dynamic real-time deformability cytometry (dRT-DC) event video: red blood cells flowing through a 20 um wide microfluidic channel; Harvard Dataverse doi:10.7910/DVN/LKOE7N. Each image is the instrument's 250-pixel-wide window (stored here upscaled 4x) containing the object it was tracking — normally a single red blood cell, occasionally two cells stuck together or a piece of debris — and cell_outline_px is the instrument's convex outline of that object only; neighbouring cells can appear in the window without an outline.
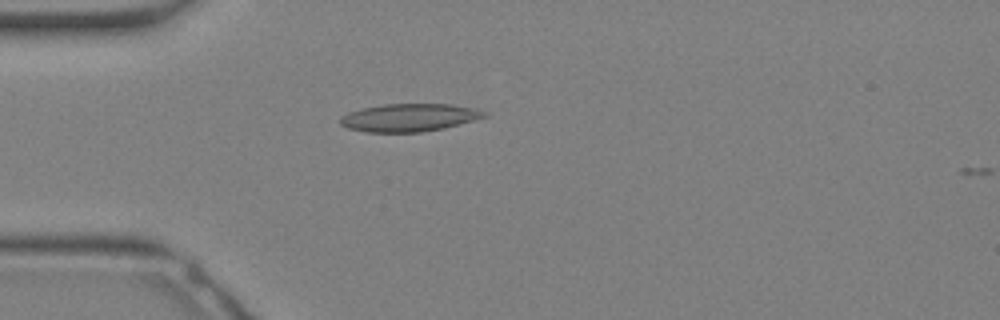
{"species": "Egyptian fruit bat (a non-hibernating species)", "species_latin": "Rousettus aegyptiacus", "temperature_condition": "warm", "stored_images_in_passage": 5, "camera_frame_rate_fps": 3000, "um_per_image_px": 0.085, "animal": {"sex": "female"}, "frame": {"image": 1, "passage_image": 4, "time_ms": 1.0, "image_size_px": [1000, 320], "cell_outline_px": [[488, 116], [444, 128], [420, 132], [368, 132], [348, 128], [340, 124], [340, 116], [348, 112], [364, 108], [384, 104], [452, 104], [476, 108], [488, 112]], "centroid_in_image_um": [34.8, 9.99], "position_along_channel_um": 50.2, "area_um2": 23.35}}